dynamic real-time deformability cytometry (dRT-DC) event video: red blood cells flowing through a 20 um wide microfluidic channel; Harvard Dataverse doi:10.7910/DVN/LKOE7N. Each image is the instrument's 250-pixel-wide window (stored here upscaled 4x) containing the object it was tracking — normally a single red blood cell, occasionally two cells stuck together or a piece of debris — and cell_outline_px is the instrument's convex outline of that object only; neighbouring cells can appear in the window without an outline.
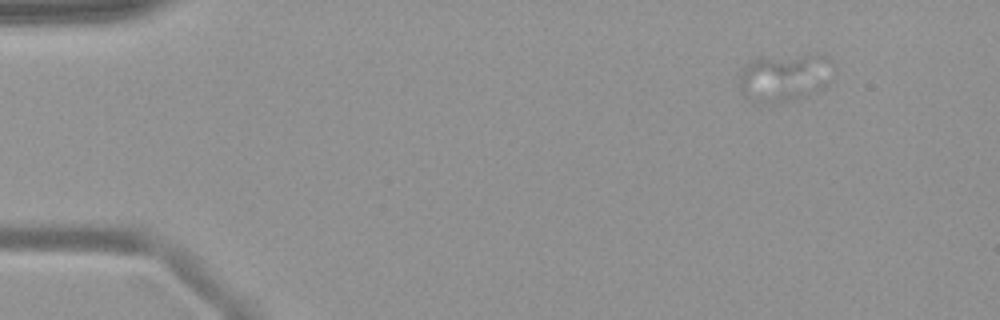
{"species": "common noctule bat (a hibernating species)", "species_latin": "Nyctalus noctula", "temperature_condition": "warm", "stored_images_in_passage": 9, "camera_frame_rate_fps": 3000, "um_per_image_px": 0.085, "animal": {"sex": "female", "body_mass_g": 19.9}, "frame": {"image": 1, "passage_image": 8, "time_ms": 2.333, "image_size_px": [1000, 320], "cell_outline_px": [[832, 60], [828, 84], [824, 88], [804, 96], [780, 104], [760, 108], [740, 96], [740, 72], [756, 56], [816, 52], [820, 52], [828, 56]], "centroid_in_image_um": [66.63, 6.59], "position_along_channel_um": 18.4, "area_um2": 28.15}}